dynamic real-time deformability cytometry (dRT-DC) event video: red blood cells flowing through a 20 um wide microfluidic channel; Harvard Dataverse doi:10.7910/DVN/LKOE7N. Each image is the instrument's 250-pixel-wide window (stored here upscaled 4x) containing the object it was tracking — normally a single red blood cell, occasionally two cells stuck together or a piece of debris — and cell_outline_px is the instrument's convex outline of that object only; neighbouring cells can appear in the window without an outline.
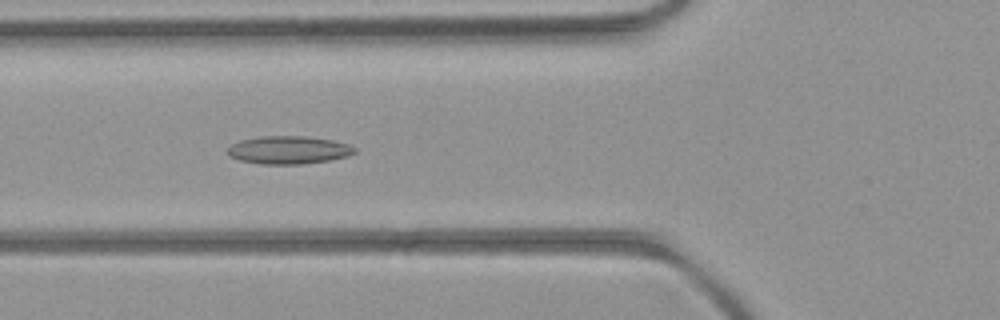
{"species": "common noctule bat (a hibernating species)", "species_latin": "Nyctalus noctula", "temperature_condition": "room temperature", "stored_images_in_passage": 54, "camera_frame_rate_fps": 3000, "um_per_image_px": 0.085, "animal": {"sex": "female", "body_mass_g": 21.9}, "frame": {"image": 1, "passage_image": 20, "time_ms": 6.333, "image_size_px": [1000, 320], "cell_outline_px": [[356, 152], [348, 156], [332, 160], [304, 164], [260, 164], [240, 160], [228, 156], [224, 152], [232, 144], [240, 140], [260, 136], [304, 136], [332, 140], [348, 144], [356, 148]], "centroid_in_image_um": [24.51, 12.75], "position_along_channel_um": 101.3, "area_um2": 20.92}}
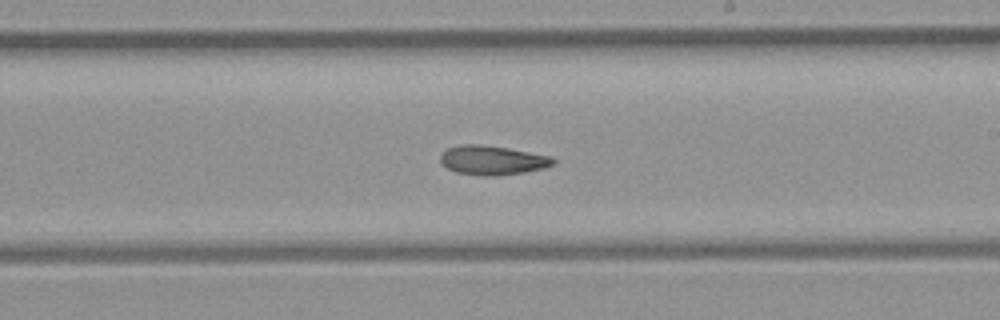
{"frame": {"image": 2, "passage_image": 31, "time_ms": 10.0, "image_size_px": [1000, 320], "cell_outline_px": [[556, 164], [544, 168], [524, 172], [496, 176], [484, 176], [456, 172], [440, 164], [440, 156], [448, 148], [464, 144], [476, 144], [508, 148], [552, 156], [556, 160]], "centroid_in_image_um": [41.88, 13.62], "position_along_channel_um": 247.1, "area_um2": 19.25}}
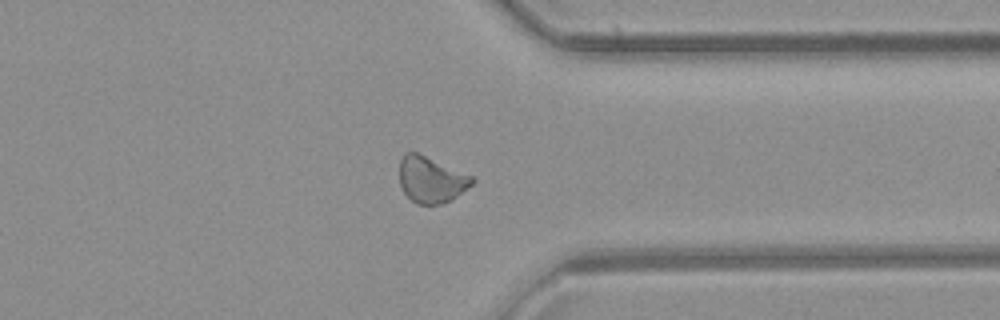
{"frame": {"image": 3, "passage_image": 41, "time_ms": 13.333, "image_size_px": [1000, 320], "cell_outline_px": [[476, 180], [472, 184], [452, 200], [444, 204], [416, 204], [400, 188], [400, 160], [404, 152], [416, 152], [472, 176]], "centroid_in_image_um": [36.63, 15.28], "position_along_channel_um": 374.8, "area_um2": 19.42}, "authors_computed_cell_mechanics": {"area_um2": 19.7676, "velocity_mm_per_s": 3.964, "shape_relaxation_time_tau1_ms": null, "shape_relaxation_time_tau2_ms": 3.5363, "deformation_change_tau1": null, "deformation_change_tau2": 0.1002}}